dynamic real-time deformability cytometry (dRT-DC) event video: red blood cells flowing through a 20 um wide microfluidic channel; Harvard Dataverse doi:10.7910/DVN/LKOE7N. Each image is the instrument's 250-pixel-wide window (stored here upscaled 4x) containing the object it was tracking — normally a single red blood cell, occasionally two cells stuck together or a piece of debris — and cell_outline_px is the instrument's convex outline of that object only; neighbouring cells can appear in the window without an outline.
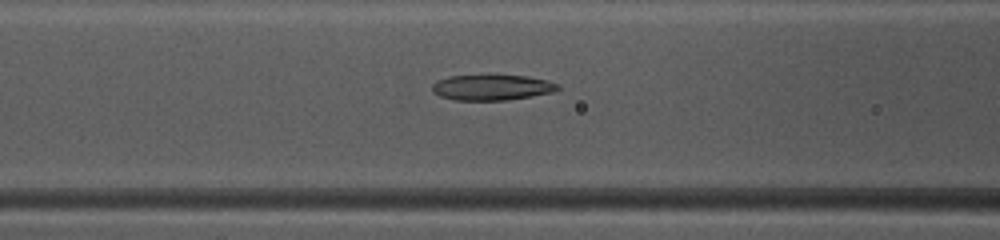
{"species": "common noctule bat (a hibernating species)", "species_latin": "Nyctalus noctula", "temperature_condition": "warm", "stored_images_in_passage": 47, "camera_frame_rate_fps": 3000, "um_per_image_px": 0.085, "animal": {"sex": "female", "body_mass_g": 10.0, "forearm_length_mm": 53.1}, "frame": {"image": 1, "passage_image": 19, "time_ms": 6.0, "image_size_px": [1000, 240], "cell_outline_px": [[560, 88], [552, 92], [508, 100], [456, 100], [440, 96], [432, 92], [432, 84], [436, 80], [448, 76], [528, 76], [548, 80], [560, 84]], "centroid_in_image_um": [41.8, 7.43], "position_along_channel_um": 124.8, "area_um2": 18.61}}
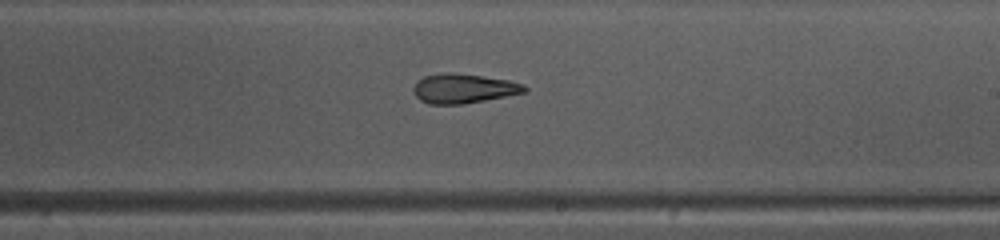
{"frame": {"image": 2, "passage_image": 28, "time_ms": 9.0, "image_size_px": [1000, 240], "cell_outline_px": [[528, 88], [524, 92], [464, 104], [428, 104], [420, 100], [416, 96], [412, 88], [416, 80], [424, 76], [444, 72], [452, 72], [484, 76], [508, 80], [524, 84]], "centroid_in_image_um": [39.35, 7.51], "position_along_channel_um": 249.7, "area_um2": 19.13}}
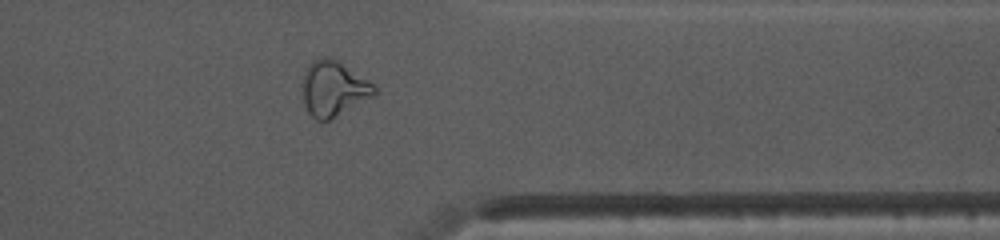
{"frame": {"image": 3, "passage_image": 38, "time_ms": 12.333, "image_size_px": [1000, 240], "cell_outline_px": [[376, 92], [372, 96], [328, 120], [316, 120], [308, 112], [304, 104], [304, 76], [308, 64], [312, 60], [320, 56], [332, 56], [372, 84], [376, 88]], "centroid_in_image_um": [28.31, 7.49], "position_along_channel_um": 383.1, "area_um2": 22.54}, "authors_computed_cell_mechanics": {"area_um2": 20.5768, "velocity_mm_per_s": 4.165, "shape_relaxation_time_tau1_ms": null, "shape_relaxation_time_tau2_ms": 3.3294, "deformation_change_tau1": null, "deformation_change_tau2": 0.1301}}